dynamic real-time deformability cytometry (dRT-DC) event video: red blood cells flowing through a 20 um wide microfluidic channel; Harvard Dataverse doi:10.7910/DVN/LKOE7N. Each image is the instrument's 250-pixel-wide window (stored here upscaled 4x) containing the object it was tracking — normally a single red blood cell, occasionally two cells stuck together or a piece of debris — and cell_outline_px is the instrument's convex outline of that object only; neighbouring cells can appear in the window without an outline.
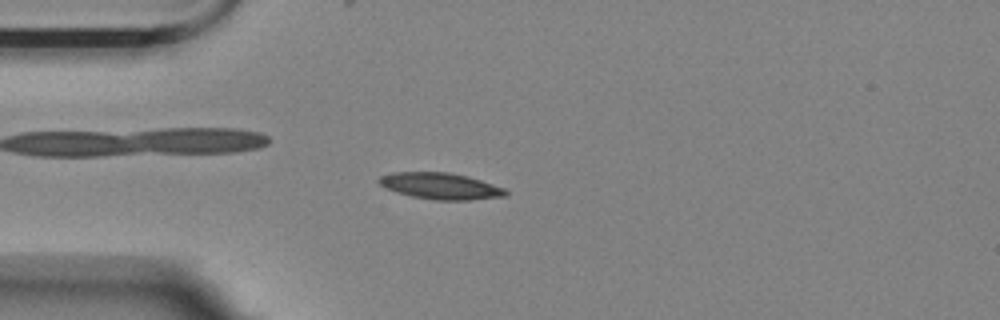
{"species": "Egyptian fruit bat (a non-hibernating species)", "species_latin": "Rousettus aegyptiacus", "temperature_condition": "room temperature", "stored_images_in_passage": 55, "camera_frame_rate_fps": 3000, "um_per_image_px": 0.085, "animal": {"sex": "female"}, "frame": {"image": 1, "passage_image": 14, "time_ms": 4.333, "image_size_px": [1000, 320], "cell_outline_px": [[508, 196], [468, 200], [436, 200], [412, 196], [396, 192], [380, 184], [376, 180], [380, 176], [392, 172], [448, 172], [468, 176], [504, 188], [508, 192]], "centroid_in_image_um": [37.45, 15.81], "position_along_channel_um": 47.6, "area_um2": 19.42}}
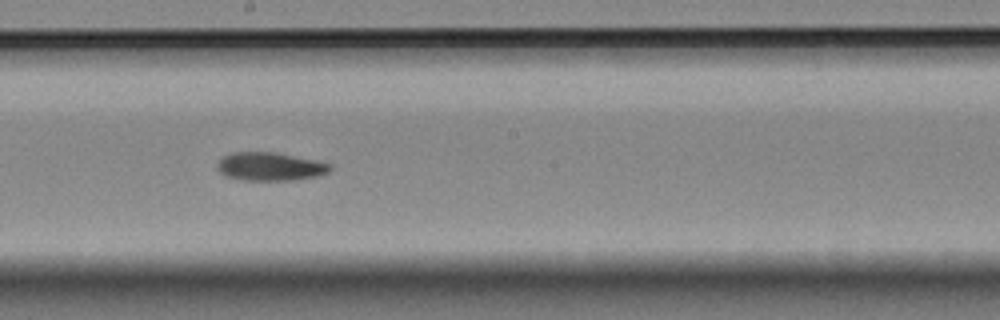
{"frame": {"image": 2, "passage_image": 30, "time_ms": 9.667, "image_size_px": [1000, 320], "cell_outline_px": [[332, 168], [328, 172], [316, 176], [292, 180], [240, 180], [224, 176], [216, 168], [216, 164], [224, 156], [232, 152], [272, 152], [312, 160], [328, 164]], "centroid_in_image_um": [22.86, 14.17], "position_along_channel_um": 225.3, "area_um2": 18.32}}
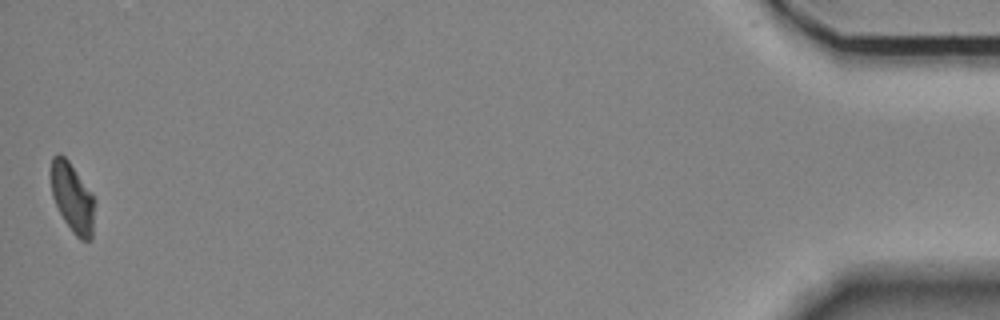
{"frame": {"image": 3, "passage_image": 55, "time_ms": 18.0, "image_size_px": [1000, 320], "cell_outline_px": [[96, 204], [92, 240], [80, 240], [72, 232], [64, 220], [52, 196], [48, 172], [52, 156], [56, 152], [60, 152], [68, 160], [92, 192], [96, 200]], "centroid_in_image_um": [6.15, 16.76], "position_along_channel_um": 429.1, "area_um2": 18.5}, "authors_computed_cell_mechanics": {"area_um2": 18.3804, "velocity_mm_per_s": 3.5563, "shape_relaxation_time_tau1_ms": 10.4475, "shape_relaxation_time_tau2_ms": null, "deformation_change_tau1": 0.2226, "deformation_change_tau2": null}}